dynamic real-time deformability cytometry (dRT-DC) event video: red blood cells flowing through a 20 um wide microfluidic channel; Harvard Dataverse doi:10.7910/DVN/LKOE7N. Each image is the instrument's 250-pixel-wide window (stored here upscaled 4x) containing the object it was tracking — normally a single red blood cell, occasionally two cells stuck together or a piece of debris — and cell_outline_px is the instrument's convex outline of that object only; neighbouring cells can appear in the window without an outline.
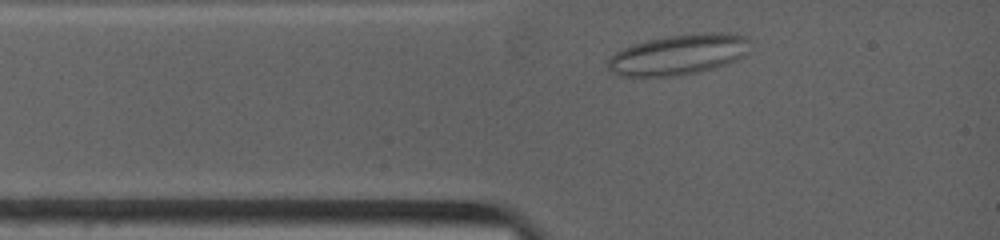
{"species": "common noctule bat (a hibernating species)", "species_latin": "Nyctalus noctula", "temperature_condition": "warm", "stored_images_in_passage": 25, "camera_frame_rate_fps": 4500, "um_per_image_px": 0.085, "animal": {"sex": "female", "body_mass_g": 19.0, "forearm_length_mm": 53.3}, "frame": {"image": 1, "passage_image": 2, "time_ms": 0.444, "image_size_px": [1000, 240], "cell_outline_px": [[752, 40], [748, 52], [744, 56], [736, 60], [716, 68], [680, 76], [620, 76], [612, 72], [608, 68], [608, 60], [616, 52], [632, 44], [648, 40], [668, 36], [712, 32], [728, 32], [748, 36]], "centroid_in_image_um": [57.76, 4.64], "position_along_channel_um": 27.2, "area_um2": 33.81}}
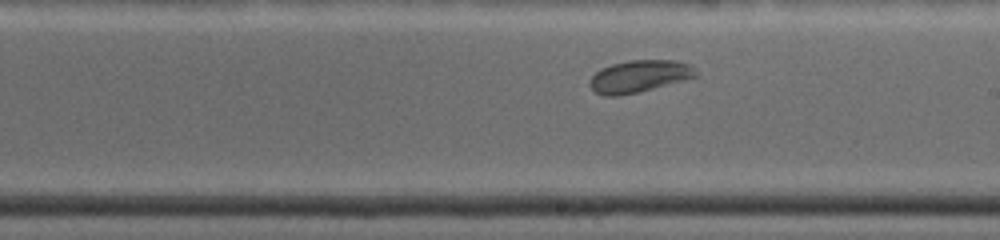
{"frame": {"image": 2, "passage_image": 16, "time_ms": 6.0, "image_size_px": [1000, 240], "cell_outline_px": [[700, 76], [620, 96], [604, 96], [596, 92], [588, 84], [588, 80], [600, 68], [612, 64], [628, 60], [676, 60], [688, 64]], "centroid_in_image_um": [54.3, 6.48], "position_along_channel_um": 234.7, "area_um2": 19.77}}
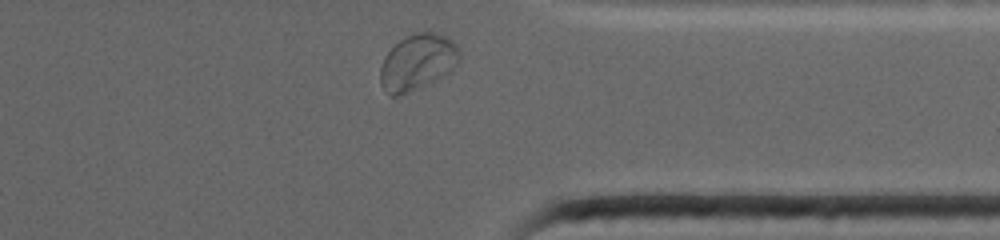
{"frame": {"image": 3, "passage_image": 25, "time_ms": 9.778, "image_size_px": [1000, 240], "cell_outline_px": [[460, 60], [448, 72], [424, 84], [396, 96], [388, 96], [380, 84], [380, 68], [384, 56], [400, 40], [416, 32], [432, 32], [444, 36], [452, 40], [456, 44], [460, 52]], "centroid_in_image_um": [35.46, 5.26], "position_along_channel_um": 375.9, "area_um2": 25.26}, "authors_computed_cell_mechanics": {"area_um2": 20.519, "velocity_mm_per_s": 3.8541, "shape_relaxation_time_tau1_ms": null, "shape_relaxation_time_tau2_ms": 3.9935, "deformation_change_tau1": null, "deformation_change_tau2": 0.072}}